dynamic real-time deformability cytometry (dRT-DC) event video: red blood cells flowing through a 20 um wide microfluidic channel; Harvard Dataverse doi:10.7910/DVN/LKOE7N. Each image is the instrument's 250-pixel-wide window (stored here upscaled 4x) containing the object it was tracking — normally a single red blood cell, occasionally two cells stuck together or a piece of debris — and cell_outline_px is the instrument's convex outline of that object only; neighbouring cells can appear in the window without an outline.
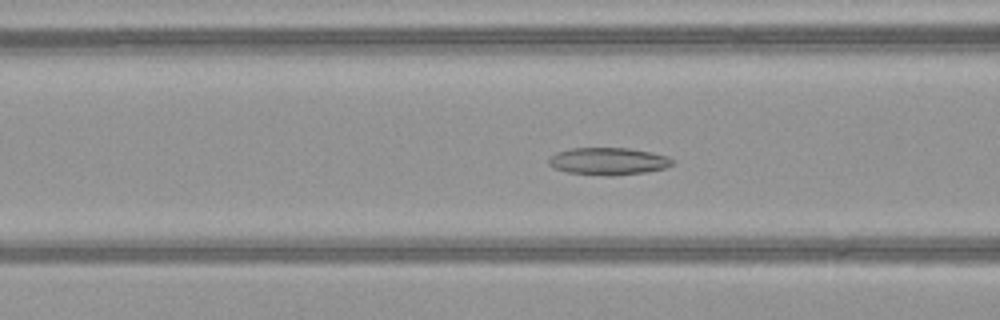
{"species": "common noctule bat (a hibernating species)", "species_latin": "Nyctalus noctula", "temperature_condition": "warm", "stored_images_in_passage": 37, "camera_frame_rate_fps": 3000, "um_per_image_px": 0.085, "animal": {"sex": "female", "body_mass_g": 21.9}, "frame": {"image": 1, "passage_image": 6, "time_ms": 1.667, "image_size_px": [1000, 320], "cell_outline_px": [[676, 164], [664, 168], [644, 172], [612, 176], [608, 176], [568, 172], [556, 168], [548, 164], [548, 160], [556, 152], [572, 148], [628, 148], [652, 152], [668, 156], [676, 160]], "centroid_in_image_um": [51.77, 13.7], "position_along_channel_um": 114.8, "area_um2": 19.71}}
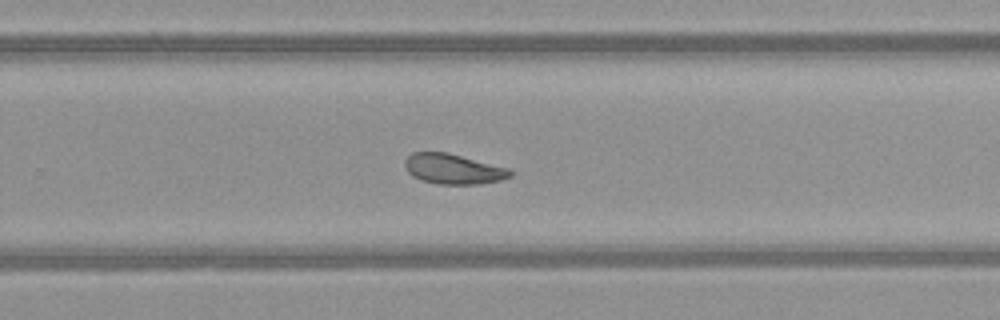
{"frame": {"image": 2, "passage_image": 19, "time_ms": 6.0, "image_size_px": [1000, 320], "cell_outline_px": [[516, 172], [512, 176], [500, 180], [480, 184], [436, 184], [420, 180], [412, 176], [404, 168], [404, 160], [412, 152], [448, 152], [512, 168]], "centroid_in_image_um": [38.57, 14.36], "position_along_channel_um": 291.2, "area_um2": 19.07}}
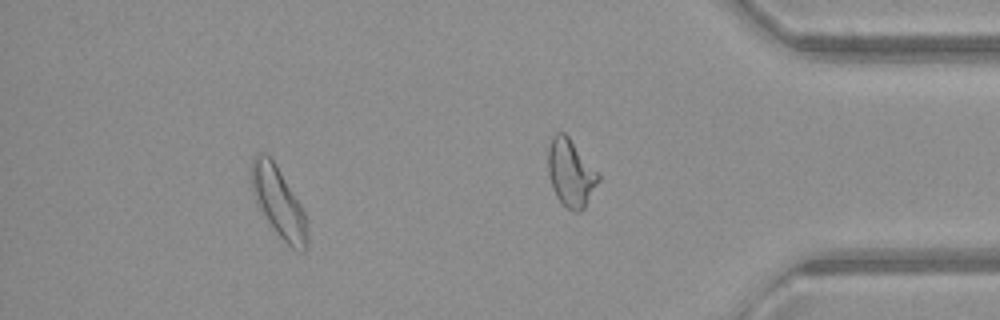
{"frame": {"image": 3, "passage_image": 32, "time_ms": 10.333, "image_size_px": [1000, 320], "cell_outline_px": [[308, 248], [304, 252], [300, 252], [292, 248], [276, 232], [256, 204], [252, 192], [252, 156], [256, 152], [260, 152], [268, 156], [272, 160], [300, 204], [304, 212], [308, 236]], "centroid_in_image_um": [23.68, 17.23], "position_along_channel_um": 411.5, "area_um2": 22.31}, "authors_computed_cell_mechanics": {"area_um2": 19.363, "velocity_mm_per_s": 4.07, "shape_relaxation_time_tau1_ms": 3.4557, "shape_relaxation_time_tau2_ms": 3.5428, "deformation_change_tau1": 0.1188, "deformation_change_tau2": 0.1082}}